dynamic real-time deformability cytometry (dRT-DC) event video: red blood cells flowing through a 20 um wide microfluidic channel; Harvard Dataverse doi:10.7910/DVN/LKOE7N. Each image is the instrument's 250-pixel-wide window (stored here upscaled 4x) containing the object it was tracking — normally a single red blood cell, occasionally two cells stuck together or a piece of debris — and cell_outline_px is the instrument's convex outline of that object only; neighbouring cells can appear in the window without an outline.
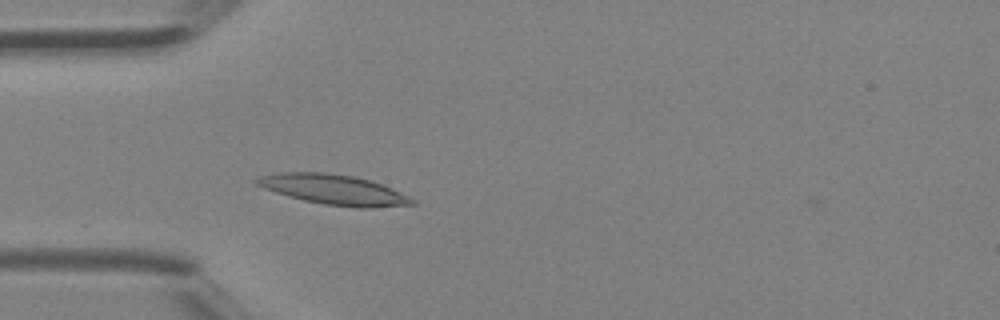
{"species": "Egyptian fruit bat (a non-hibernating species)", "species_latin": "Rousettus aegyptiacus", "temperature_condition": "room temperature", "stored_images_in_passage": 4, "camera_frame_rate_fps": 3000, "um_per_image_px": 0.085, "animal": {"sex": "female"}, "frame": {"image": 1, "passage_image": 4, "time_ms": 1.0, "image_size_px": [1000, 320], "cell_outline_px": [[416, 204], [368, 208], [356, 208], [324, 204], [304, 200], [276, 192], [264, 188], [256, 184], [252, 180], [260, 176], [280, 172], [324, 172], [356, 176], [380, 184], [408, 196], [416, 200]], "centroid_in_image_um": [28.35, 16.11], "position_along_channel_um": 56.6, "area_um2": 26.99}}